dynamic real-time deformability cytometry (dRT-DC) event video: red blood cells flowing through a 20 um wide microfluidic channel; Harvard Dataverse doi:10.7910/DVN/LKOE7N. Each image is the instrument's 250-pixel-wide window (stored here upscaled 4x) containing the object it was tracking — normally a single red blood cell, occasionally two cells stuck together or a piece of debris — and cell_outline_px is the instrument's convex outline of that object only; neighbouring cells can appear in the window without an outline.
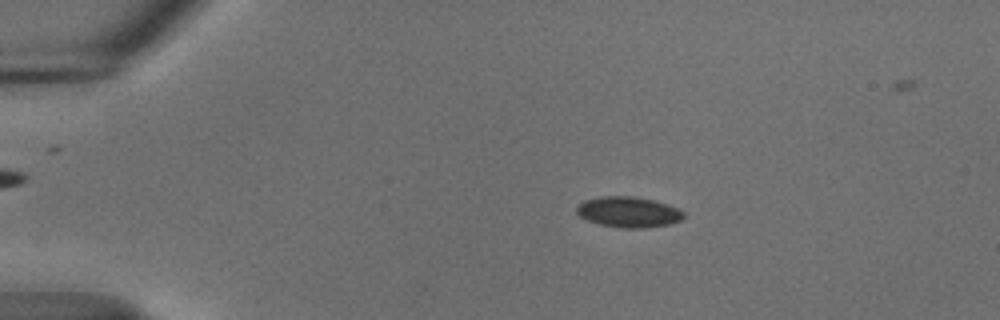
{"species": "common noctule bat (a hibernating species)", "species_latin": "Nyctalus noctula", "temperature_condition": "cold", "stored_images_in_passage": 54, "camera_frame_rate_fps": 3000, "um_per_image_px": 0.085, "animal": {"sex": "male", "body_mass_g": 18.8}, "frame": {"image": 1, "passage_image": 11, "time_ms": 3.333, "image_size_px": [1000, 320], "cell_outline_px": [[684, 216], [680, 220], [672, 224], [644, 228], [624, 228], [600, 224], [588, 220], [580, 216], [576, 212], [576, 208], [584, 200], [600, 196], [632, 196], [652, 200], [676, 208], [684, 212]], "centroid_in_image_um": [53.41, 18.03], "position_along_channel_um": 31.6, "area_um2": 18.9}}
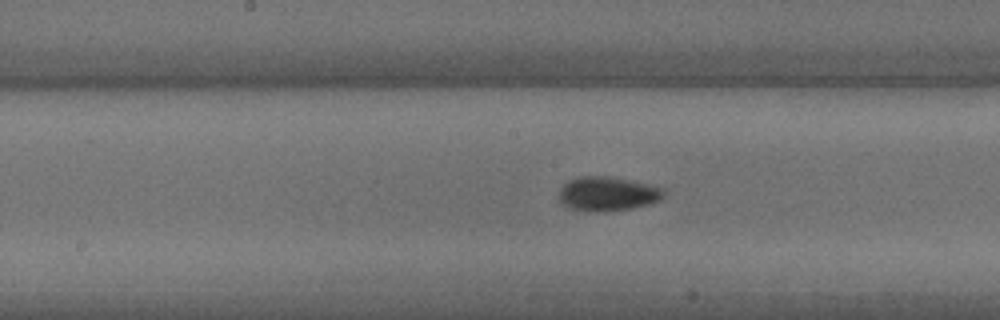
{"frame": {"image": 2, "passage_image": 29, "time_ms": 9.333, "image_size_px": [1000, 320], "cell_outline_px": [[664, 196], [660, 200], [652, 204], [632, 208], [596, 212], [588, 212], [572, 208], [564, 204], [560, 200], [560, 188], [568, 180], [580, 176], [608, 176], [648, 184], [664, 188]], "centroid_in_image_um": [51.66, 16.47], "position_along_channel_um": 196.5, "area_um2": 20.87}}
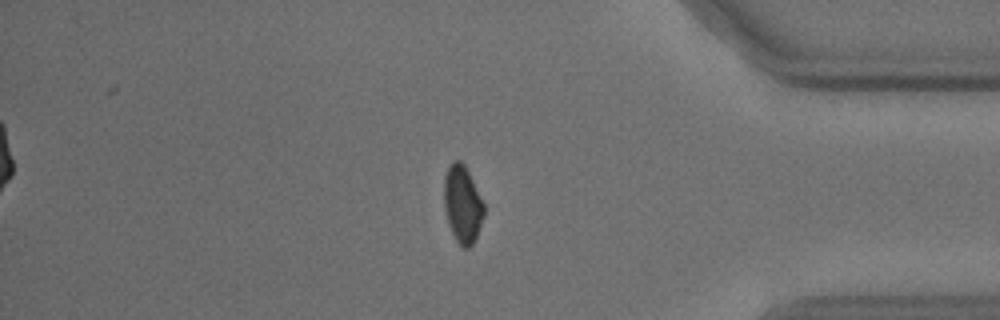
{"frame": {"image": 3, "passage_image": 47, "time_ms": 15.333, "image_size_px": [1000, 320], "cell_outline_px": [[484, 216], [476, 236], [472, 244], [468, 248], [464, 248], [456, 240], [448, 224], [444, 208], [444, 176], [452, 160], [460, 160], [464, 164], [484, 204]], "centroid_in_image_um": [39.3, 17.35], "position_along_channel_um": 395.9, "area_um2": 17.8}}